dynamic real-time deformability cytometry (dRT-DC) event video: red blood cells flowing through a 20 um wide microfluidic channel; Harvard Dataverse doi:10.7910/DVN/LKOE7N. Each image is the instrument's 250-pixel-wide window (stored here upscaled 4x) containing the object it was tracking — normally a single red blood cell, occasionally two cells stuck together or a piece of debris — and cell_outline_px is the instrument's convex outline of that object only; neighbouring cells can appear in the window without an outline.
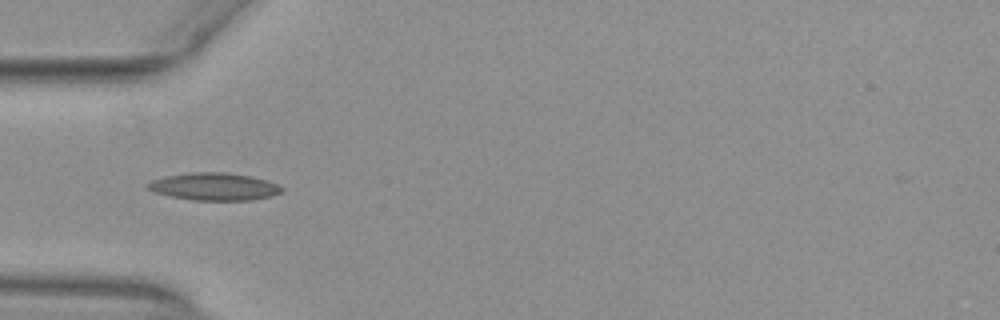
{"species": "common noctule bat (a hibernating species)", "species_latin": "Nyctalus noctula", "temperature_condition": "warm", "stored_images_in_passage": 37, "camera_frame_rate_fps": 3000, "um_per_image_px": 0.085, "animal": {"sex": "female", "body_mass_g": 29.2, "forearm_length_mm": 56.3}, "frame": {"image": 1, "passage_image": 1, "time_ms": 0.0, "image_size_px": [1000, 320], "cell_outline_px": [[284, 192], [272, 196], [252, 200], [192, 200], [168, 196], [156, 192], [148, 188], [144, 184], [152, 180], [168, 176], [192, 172], [224, 172], [252, 176], [268, 180], [284, 188]], "centroid_in_image_um": [18.24, 15.86], "position_along_channel_um": 66.8, "area_um2": 21.56}}
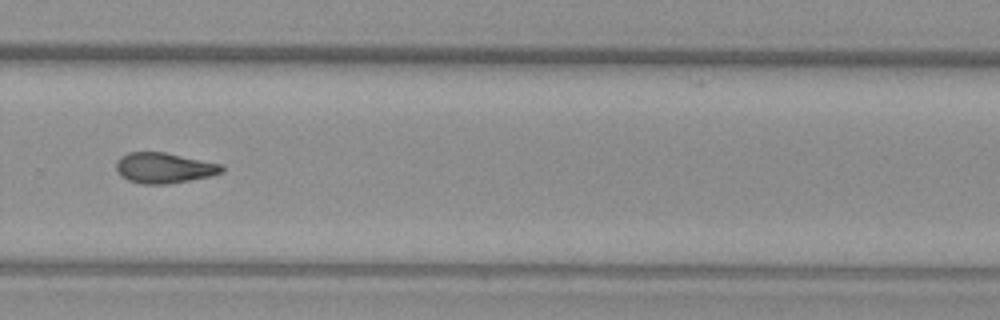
{"frame": {"image": 2, "passage_image": 20, "time_ms": 6.333, "image_size_px": [1000, 320], "cell_outline_px": [[224, 172], [208, 176], [168, 184], [140, 184], [128, 180], [120, 176], [116, 168], [116, 160], [120, 156], [128, 152], [164, 152], [224, 164]], "centroid_in_image_um": [13.93, 14.27], "position_along_channel_um": 315.9, "area_um2": 18.9}}
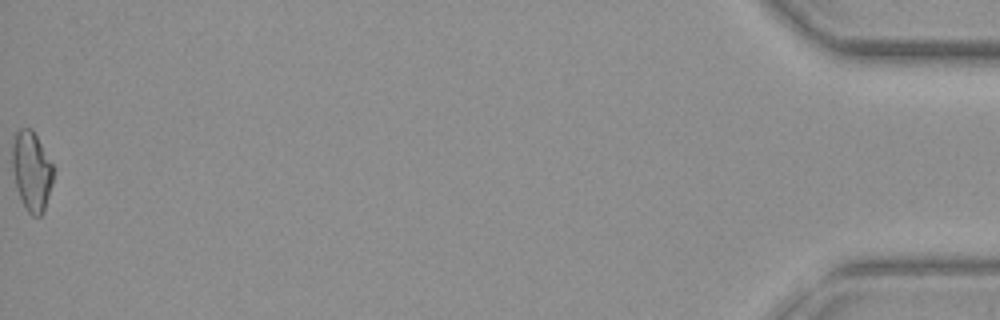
{"frame": {"image": 3, "passage_image": 37, "time_ms": 12.0, "image_size_px": [1000, 320], "cell_outline_px": [[52, 184], [44, 212], [40, 216], [32, 216], [28, 212], [20, 200], [16, 188], [12, 168], [12, 144], [16, 132], [20, 128], [32, 128], [52, 164]], "centroid_in_image_um": [2.66, 14.56], "position_along_channel_um": 432.5, "area_um2": 19.02}, "authors_computed_cell_mechanics": {"area_um2": 18.5538, "velocity_mm_per_s": 3.9434, "shape_relaxation_time_tau1_ms": null, "shape_relaxation_time_tau2_ms": 9.0651, "deformation_change_tau1": null, "deformation_change_tau2": 0.2048}}